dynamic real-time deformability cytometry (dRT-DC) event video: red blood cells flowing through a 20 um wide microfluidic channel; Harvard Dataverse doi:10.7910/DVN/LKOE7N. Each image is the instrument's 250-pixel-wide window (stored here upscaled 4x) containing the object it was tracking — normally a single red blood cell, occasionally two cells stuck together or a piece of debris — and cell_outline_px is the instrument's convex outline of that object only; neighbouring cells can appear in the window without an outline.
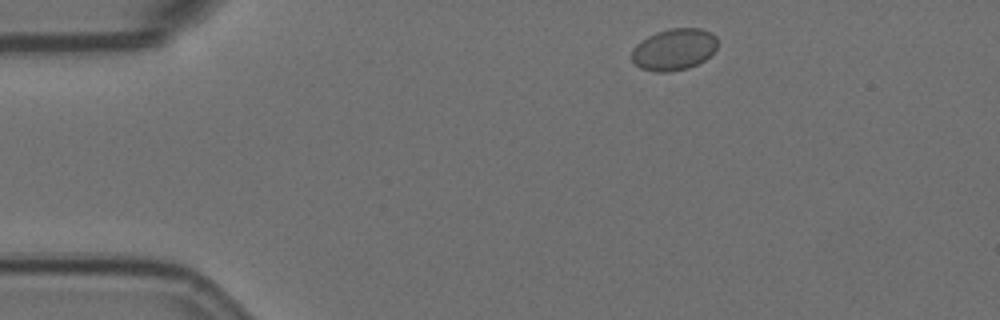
{"species": "Egyptian fruit bat (a non-hibernating species)", "species_latin": "Rousettus aegyptiacus", "temperature_condition": "room temperature", "stored_images_in_passage": 3, "camera_frame_rate_fps": 3000, "um_per_image_px": 0.085, "animal": {"sex": "female"}, "frame": {"image": 1, "passage_image": 1, "time_ms": 0.0, "image_size_px": [1000, 320], "cell_outline_px": [[716, 48], [704, 60], [688, 68], [668, 72], [656, 72], [640, 68], [632, 60], [632, 48], [636, 44], [648, 36], [656, 32], [668, 28], [700, 28], [712, 32], [716, 36]], "centroid_in_image_um": [57.27, 4.19], "position_along_channel_um": 27.7, "area_um2": 20.81}}